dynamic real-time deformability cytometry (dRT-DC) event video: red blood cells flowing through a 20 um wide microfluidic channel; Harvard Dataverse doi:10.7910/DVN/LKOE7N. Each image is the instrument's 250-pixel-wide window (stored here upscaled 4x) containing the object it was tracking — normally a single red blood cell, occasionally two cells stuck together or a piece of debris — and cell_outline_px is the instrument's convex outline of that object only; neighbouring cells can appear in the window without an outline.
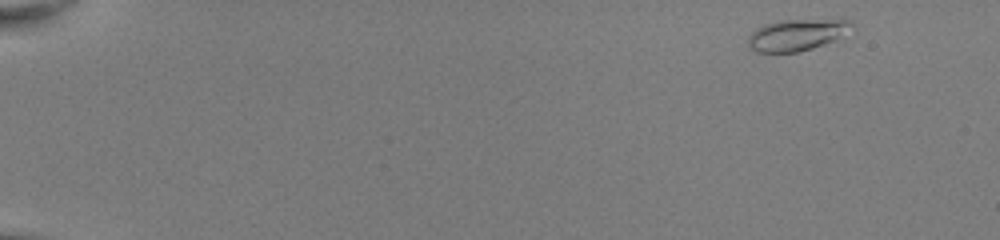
{"species": "common noctule bat (a hibernating species)", "species_latin": "Nyctalus noctula", "temperature_condition": "room temperature", "stored_images_in_passage": 49, "camera_frame_rate_fps": 3000, "um_per_image_px": 0.085, "animal": {"sex": "female", "body_mass_g": 22.0, "forearm_length_mm": 56.7}, "frame": {"image": 1, "passage_image": 2, "time_ms": 0.333, "image_size_px": [1000, 240], "cell_outline_px": [[856, 24], [836, 40], [812, 48], [796, 52], [756, 52], [748, 48], [748, 36], [756, 28], [764, 24], [780, 20], [840, 16], [844, 16], [852, 20]], "centroid_in_image_um": [67.83, 2.89], "position_along_channel_um": 17.2, "area_um2": 20.11}}
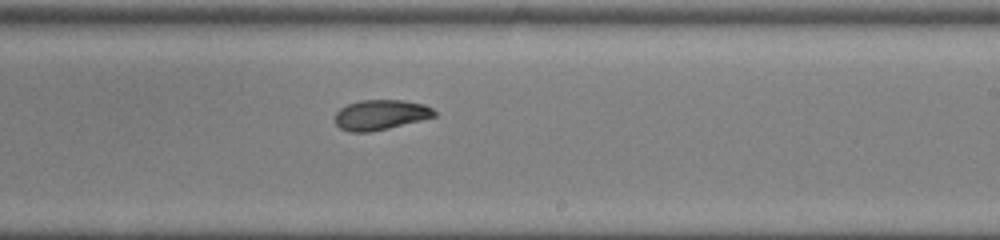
{"frame": {"image": 2, "passage_image": 31, "time_ms": 10.0, "image_size_px": [1000, 240], "cell_outline_px": [[436, 116], [388, 128], [368, 132], [348, 132], [340, 128], [336, 124], [336, 112], [340, 108], [348, 104], [360, 100], [404, 100], [424, 104], [432, 108], [436, 112]], "centroid_in_image_um": [32.34, 9.75], "position_along_channel_um": 256.7, "area_um2": 17.34}}
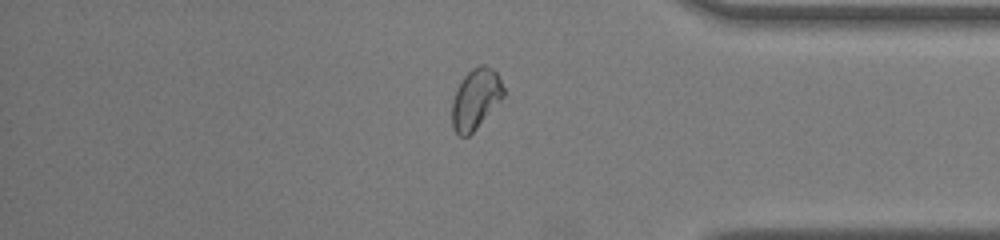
{"frame": {"image": 3, "passage_image": 42, "time_ms": 13.667, "image_size_px": [1000, 240], "cell_outline_px": [[508, 100], [468, 136], [460, 136], [452, 128], [452, 100], [456, 88], [464, 76], [472, 68], [480, 64], [484, 64], [492, 68], [500, 76], [508, 96]], "centroid_in_image_um": [40.54, 8.42], "position_along_channel_um": 394.7, "area_um2": 19.36}, "authors_computed_cell_mechanics": {"area_um2": 17.8024, "velocity_mm_per_s": 4.0499, "shape_relaxation_time_tau1_ms": 3.1252, "shape_relaxation_time_tau2_ms": 2.9597, "deformation_change_tau1": 0.1265, "deformation_change_tau2": 0.0746}}